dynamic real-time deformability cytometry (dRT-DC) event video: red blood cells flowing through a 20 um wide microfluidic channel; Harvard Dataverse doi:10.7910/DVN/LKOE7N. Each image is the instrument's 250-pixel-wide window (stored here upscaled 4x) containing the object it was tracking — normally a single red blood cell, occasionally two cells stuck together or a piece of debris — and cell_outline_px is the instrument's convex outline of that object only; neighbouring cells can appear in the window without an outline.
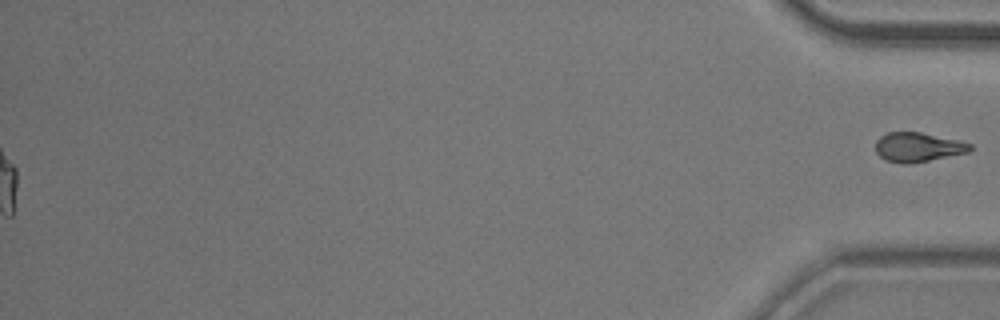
{"species": "common noctule bat (a hibernating species)", "species_latin": "Nyctalus noctula", "temperature_condition": "room temperature", "stored_images_in_passage": 56, "segment_of_instrument_passage": [2, 2], "camera_frame_rate_fps": 3000, "um_per_image_px": 0.085, "animal": {"sex": "male", "body_mass_g": 20.5, "forearm_length_mm": 52.5}, "frame": {"image": 1, "passage_image": 56, "time_ms": 18.333, "image_size_px": [1000, 320], "cell_outline_px": [[972, 148], [968, 152], [908, 164], [900, 164], [884, 160], [876, 152], [876, 140], [880, 136], [888, 132], [920, 132], [960, 140], [972, 144]], "centroid_in_image_um": [78.0, 12.5], "position_along_channel_um": 357.2, "area_um2": 16.18}}